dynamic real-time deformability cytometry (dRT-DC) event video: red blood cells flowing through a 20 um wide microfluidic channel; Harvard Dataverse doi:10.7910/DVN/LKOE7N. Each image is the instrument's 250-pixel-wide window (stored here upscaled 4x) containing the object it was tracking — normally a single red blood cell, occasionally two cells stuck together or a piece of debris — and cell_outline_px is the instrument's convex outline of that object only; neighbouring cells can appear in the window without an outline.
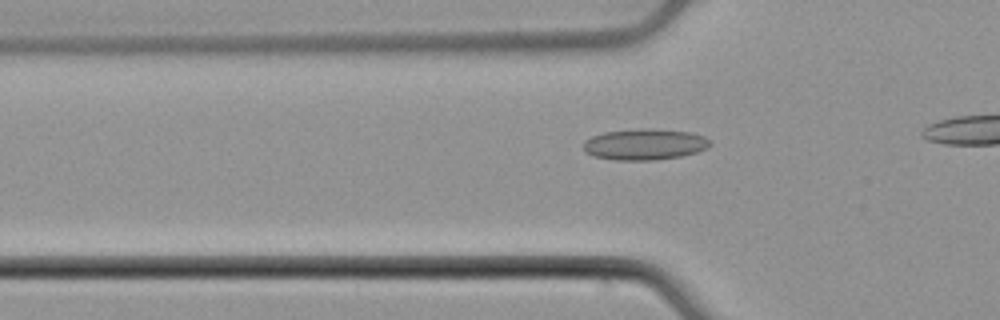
{"species": "common noctule bat (a hibernating species)", "species_latin": "Nyctalus noctula", "temperature_condition": "cold", "stored_images_in_passage": 15, "camera_frame_rate_fps": 3000, "um_per_image_px": 0.085, "animal": {"sex": "male", "body_mass_g": 21.5, "forearm_length_mm": 52.0}, "frame": {"image": 1, "passage_image": 9, "time_ms": 2.667, "image_size_px": [1000, 320], "cell_outline_px": [[712, 144], [708, 148], [696, 152], [680, 156], [652, 160], [616, 160], [592, 156], [584, 152], [584, 140], [592, 136], [604, 132], [640, 128], [644, 128], [692, 132], [704, 136], [712, 140]], "centroid_in_image_um": [54.8, 12.26], "position_along_channel_um": 71.0, "area_um2": 23.12}}
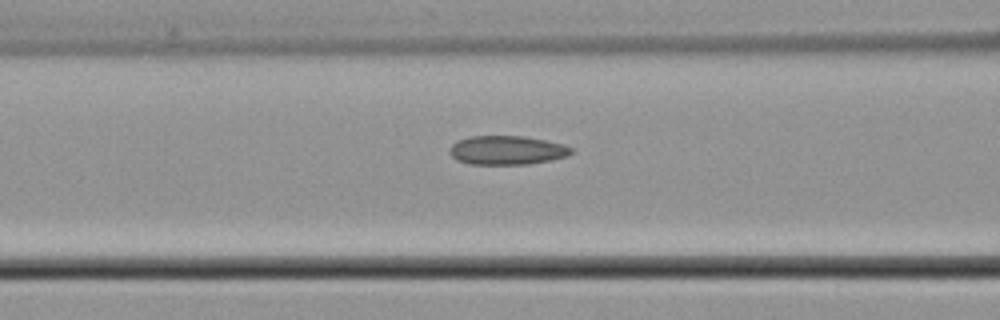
{"frame": {"image": 2, "passage_image": 13, "time_ms": 4.0, "image_size_px": [1000, 320], "cell_outline_px": [[572, 152], [568, 156], [552, 160], [528, 164], [472, 164], [456, 160], [448, 152], [448, 148], [456, 140], [468, 136], [524, 136], [564, 144], [572, 148]], "centroid_in_image_um": [43.06, 12.76], "position_along_channel_um": 123.5, "area_um2": 20.69}}